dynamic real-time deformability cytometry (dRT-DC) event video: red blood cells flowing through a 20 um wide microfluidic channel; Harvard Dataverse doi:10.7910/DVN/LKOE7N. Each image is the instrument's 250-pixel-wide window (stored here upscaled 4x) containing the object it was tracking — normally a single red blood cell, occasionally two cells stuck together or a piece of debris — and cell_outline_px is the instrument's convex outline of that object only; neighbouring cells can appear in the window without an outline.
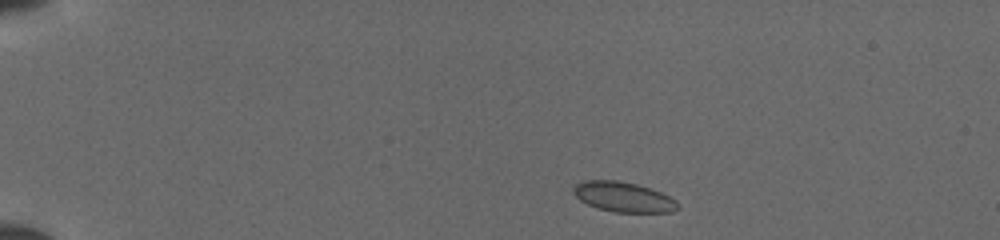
{"species": "common noctule bat (a hibernating species)", "species_latin": "Nyctalus noctula", "temperature_condition": "cold", "stored_images_in_passage": 42, "camera_frame_rate_fps": 3000, "um_per_image_px": 0.085, "animal": {"sex": "female", "body_mass_g": 19.5, "forearm_length_mm": 54.1}, "frame": {"image": 1, "passage_image": 2, "time_ms": 0.333, "image_size_px": [1000, 240], "cell_outline_px": [[680, 208], [672, 212], [616, 212], [596, 208], [580, 200], [572, 192], [572, 188], [576, 184], [584, 180], [616, 180], [636, 184], [660, 192], [676, 200]], "centroid_in_image_um": [52.97, 16.74], "position_along_channel_um": 32.0, "area_um2": 18.21}}
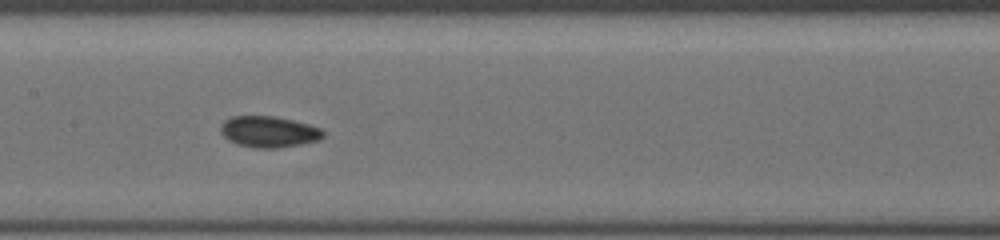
{"frame": {"image": 2, "passage_image": 19, "time_ms": 6.0, "image_size_px": [1000, 240], "cell_outline_px": [[324, 136], [320, 140], [300, 144], [276, 148], [252, 148], [236, 144], [228, 140], [220, 132], [220, 128], [224, 120], [232, 116], [272, 116], [292, 120], [308, 124], [320, 128], [324, 132]], "centroid_in_image_um": [22.83, 11.2], "position_along_channel_um": 184.6, "area_um2": 18.67}}
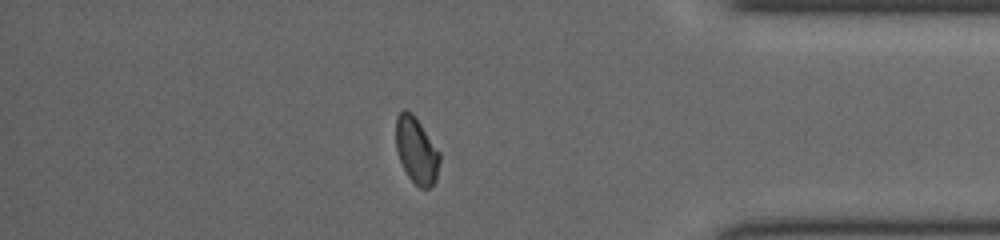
{"frame": {"image": 3, "passage_image": 36, "time_ms": 11.667, "image_size_px": [1000, 240], "cell_outline_px": [[440, 160], [436, 180], [428, 188], [420, 188], [408, 176], [400, 160], [396, 148], [396, 116], [404, 108], [412, 112], [416, 116], [440, 152]], "centroid_in_image_um": [35.4, 12.74], "position_along_channel_um": 399.8, "area_um2": 16.99}}